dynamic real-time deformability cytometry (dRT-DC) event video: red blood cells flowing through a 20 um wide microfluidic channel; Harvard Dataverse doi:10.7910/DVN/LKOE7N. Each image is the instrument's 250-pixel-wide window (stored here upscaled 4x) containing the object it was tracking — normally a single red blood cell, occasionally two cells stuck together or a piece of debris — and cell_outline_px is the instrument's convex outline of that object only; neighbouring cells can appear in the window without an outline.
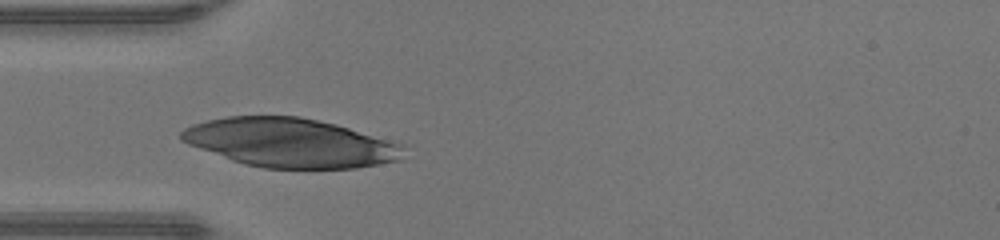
{"species": "human", "species_latin": "Homo sapiens", "temperature_condition": "warm", "stored_images_in_passage": 26, "camera_frame_rate_fps": 3000, "um_per_image_px": 0.085, "donor": {"sex": "male"}, "frame": {"image": 1, "passage_image": 1, "time_ms": 0.0, "image_size_px": [1000, 240], "cell_outline_px": [[404, 148], [400, 160], [356, 168], [264, 168], [244, 164], [232, 160], [188, 144], [180, 140], [180, 132], [184, 128], [192, 124], [208, 120], [228, 116], [300, 116], [336, 124], [396, 140], [404, 144]], "centroid_in_image_um": [24.72, 12.13], "position_along_channel_um": 60.3, "area_um2": 63.64}}
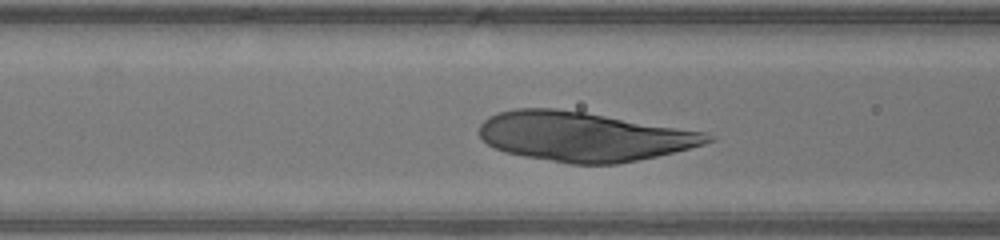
{"frame": {"image": 2, "passage_image": 5, "time_ms": 1.333, "image_size_px": [1000, 240], "cell_outline_px": [[716, 136], [712, 140], [704, 144], [656, 156], [616, 164], [568, 164], [524, 156], [504, 152], [488, 144], [480, 136], [480, 124], [488, 116], [496, 112], [516, 108], [556, 108], [584, 112], [704, 132]], "centroid_in_image_um": [49.56, 11.6], "position_along_channel_um": 117.0, "area_um2": 65.37}}